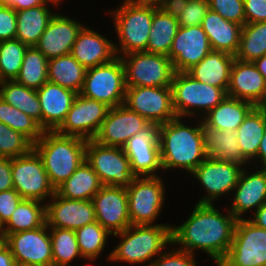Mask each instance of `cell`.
Returning <instances> with one entry per match:
<instances>
[{"mask_svg":"<svg viewBox=\"0 0 266 266\" xmlns=\"http://www.w3.org/2000/svg\"><path fill=\"white\" fill-rule=\"evenodd\" d=\"M236 221L230 211L223 215L213 203H196L187 221L181 226H172L171 245H183L180 249L193 255L194 249H202L218 266L231 247Z\"/></svg>","mask_w":266,"mask_h":266,"instance_id":"1","label":"cell"},{"mask_svg":"<svg viewBox=\"0 0 266 266\" xmlns=\"http://www.w3.org/2000/svg\"><path fill=\"white\" fill-rule=\"evenodd\" d=\"M181 117L157 126L161 166L164 170L182 168L192 173L205 159L202 121L188 127Z\"/></svg>","mask_w":266,"mask_h":266,"instance_id":"2","label":"cell"},{"mask_svg":"<svg viewBox=\"0 0 266 266\" xmlns=\"http://www.w3.org/2000/svg\"><path fill=\"white\" fill-rule=\"evenodd\" d=\"M87 140L44 131L33 149L42 159L52 187L56 190L85 160Z\"/></svg>","mask_w":266,"mask_h":266,"instance_id":"3","label":"cell"},{"mask_svg":"<svg viewBox=\"0 0 266 266\" xmlns=\"http://www.w3.org/2000/svg\"><path fill=\"white\" fill-rule=\"evenodd\" d=\"M120 236V243L110 252L108 260L140 264L152 261L160 255L167 244L172 243V225H130L124 231L113 234ZM151 259V260H150Z\"/></svg>","mask_w":266,"mask_h":266,"instance_id":"4","label":"cell"},{"mask_svg":"<svg viewBox=\"0 0 266 266\" xmlns=\"http://www.w3.org/2000/svg\"><path fill=\"white\" fill-rule=\"evenodd\" d=\"M154 12V6L140 0H125L119 8L111 12L120 43L119 47L114 44L117 57L120 52L123 55L147 52Z\"/></svg>","mask_w":266,"mask_h":266,"instance_id":"5","label":"cell"},{"mask_svg":"<svg viewBox=\"0 0 266 266\" xmlns=\"http://www.w3.org/2000/svg\"><path fill=\"white\" fill-rule=\"evenodd\" d=\"M171 91L174 112L181 118L194 116L195 108L207 114L227 96L222 88L199 82L187 72H175Z\"/></svg>","mask_w":266,"mask_h":266,"instance_id":"6","label":"cell"},{"mask_svg":"<svg viewBox=\"0 0 266 266\" xmlns=\"http://www.w3.org/2000/svg\"><path fill=\"white\" fill-rule=\"evenodd\" d=\"M124 56L118 57L124 66L127 87L171 86L175 70L168 56L145 51L131 52Z\"/></svg>","mask_w":266,"mask_h":266,"instance_id":"7","label":"cell"},{"mask_svg":"<svg viewBox=\"0 0 266 266\" xmlns=\"http://www.w3.org/2000/svg\"><path fill=\"white\" fill-rule=\"evenodd\" d=\"M124 66L120 57L111 62L88 68L79 94L113 108L124 103L126 93Z\"/></svg>","mask_w":266,"mask_h":266,"instance_id":"8","label":"cell"},{"mask_svg":"<svg viewBox=\"0 0 266 266\" xmlns=\"http://www.w3.org/2000/svg\"><path fill=\"white\" fill-rule=\"evenodd\" d=\"M85 160L102 185L127 188L136 177L123 148L105 146L94 139L87 140Z\"/></svg>","mask_w":266,"mask_h":266,"instance_id":"9","label":"cell"},{"mask_svg":"<svg viewBox=\"0 0 266 266\" xmlns=\"http://www.w3.org/2000/svg\"><path fill=\"white\" fill-rule=\"evenodd\" d=\"M218 266H266V229L237 220L231 247Z\"/></svg>","mask_w":266,"mask_h":266,"instance_id":"10","label":"cell"},{"mask_svg":"<svg viewBox=\"0 0 266 266\" xmlns=\"http://www.w3.org/2000/svg\"><path fill=\"white\" fill-rule=\"evenodd\" d=\"M159 176L135 177L126 188L131 225L153 224L163 208L165 189Z\"/></svg>","mask_w":266,"mask_h":266,"instance_id":"11","label":"cell"},{"mask_svg":"<svg viewBox=\"0 0 266 266\" xmlns=\"http://www.w3.org/2000/svg\"><path fill=\"white\" fill-rule=\"evenodd\" d=\"M14 189L23 199L44 203L46 197H52L55 189L49 182L42 159L32 149L28 154L11 158Z\"/></svg>","mask_w":266,"mask_h":266,"instance_id":"12","label":"cell"},{"mask_svg":"<svg viewBox=\"0 0 266 266\" xmlns=\"http://www.w3.org/2000/svg\"><path fill=\"white\" fill-rule=\"evenodd\" d=\"M123 104L156 127L177 117L171 86L127 87Z\"/></svg>","mask_w":266,"mask_h":266,"instance_id":"13","label":"cell"},{"mask_svg":"<svg viewBox=\"0 0 266 266\" xmlns=\"http://www.w3.org/2000/svg\"><path fill=\"white\" fill-rule=\"evenodd\" d=\"M46 223L36 229L6 235L16 265L53 266L52 242Z\"/></svg>","mask_w":266,"mask_h":266,"instance_id":"14","label":"cell"},{"mask_svg":"<svg viewBox=\"0 0 266 266\" xmlns=\"http://www.w3.org/2000/svg\"><path fill=\"white\" fill-rule=\"evenodd\" d=\"M109 107L97 100L77 94L67 116L56 130L60 135L92 140L98 134Z\"/></svg>","mask_w":266,"mask_h":266,"instance_id":"15","label":"cell"},{"mask_svg":"<svg viewBox=\"0 0 266 266\" xmlns=\"http://www.w3.org/2000/svg\"><path fill=\"white\" fill-rule=\"evenodd\" d=\"M153 125L124 104L109 108L94 138L99 144L123 148L136 134L147 132Z\"/></svg>","mask_w":266,"mask_h":266,"instance_id":"16","label":"cell"},{"mask_svg":"<svg viewBox=\"0 0 266 266\" xmlns=\"http://www.w3.org/2000/svg\"><path fill=\"white\" fill-rule=\"evenodd\" d=\"M241 164H234L216 160L206 159L191 173L201 185L207 190L208 196L202 197L198 204H212L217 197L232 192L237 185L242 170Z\"/></svg>","mask_w":266,"mask_h":266,"instance_id":"17","label":"cell"},{"mask_svg":"<svg viewBox=\"0 0 266 266\" xmlns=\"http://www.w3.org/2000/svg\"><path fill=\"white\" fill-rule=\"evenodd\" d=\"M91 201L96 221L112 235L124 231L131 225L125 187L103 185Z\"/></svg>","mask_w":266,"mask_h":266,"instance_id":"18","label":"cell"},{"mask_svg":"<svg viewBox=\"0 0 266 266\" xmlns=\"http://www.w3.org/2000/svg\"><path fill=\"white\" fill-rule=\"evenodd\" d=\"M211 50L208 37L201 25L179 26L168 57L175 72H187Z\"/></svg>","mask_w":266,"mask_h":266,"instance_id":"19","label":"cell"},{"mask_svg":"<svg viewBox=\"0 0 266 266\" xmlns=\"http://www.w3.org/2000/svg\"><path fill=\"white\" fill-rule=\"evenodd\" d=\"M52 202L45 203L46 225L50 228L77 230L96 221L91 200L67 199L56 192Z\"/></svg>","mask_w":266,"mask_h":266,"instance_id":"20","label":"cell"},{"mask_svg":"<svg viewBox=\"0 0 266 266\" xmlns=\"http://www.w3.org/2000/svg\"><path fill=\"white\" fill-rule=\"evenodd\" d=\"M136 177L158 176L155 172L162 169L157 127L136 134L123 147Z\"/></svg>","mask_w":266,"mask_h":266,"instance_id":"21","label":"cell"},{"mask_svg":"<svg viewBox=\"0 0 266 266\" xmlns=\"http://www.w3.org/2000/svg\"><path fill=\"white\" fill-rule=\"evenodd\" d=\"M82 27L66 15L54 14L35 47L48 60L70 54Z\"/></svg>","mask_w":266,"mask_h":266,"instance_id":"22","label":"cell"},{"mask_svg":"<svg viewBox=\"0 0 266 266\" xmlns=\"http://www.w3.org/2000/svg\"><path fill=\"white\" fill-rule=\"evenodd\" d=\"M266 94V81L253 62L234 59L227 96L258 106Z\"/></svg>","mask_w":266,"mask_h":266,"instance_id":"23","label":"cell"},{"mask_svg":"<svg viewBox=\"0 0 266 266\" xmlns=\"http://www.w3.org/2000/svg\"><path fill=\"white\" fill-rule=\"evenodd\" d=\"M36 91L42 111V129L56 131L64 122L77 93L49 81Z\"/></svg>","mask_w":266,"mask_h":266,"instance_id":"24","label":"cell"},{"mask_svg":"<svg viewBox=\"0 0 266 266\" xmlns=\"http://www.w3.org/2000/svg\"><path fill=\"white\" fill-rule=\"evenodd\" d=\"M70 54L86 69L109 63L117 57L112 41L84 25Z\"/></svg>","mask_w":266,"mask_h":266,"instance_id":"25","label":"cell"},{"mask_svg":"<svg viewBox=\"0 0 266 266\" xmlns=\"http://www.w3.org/2000/svg\"><path fill=\"white\" fill-rule=\"evenodd\" d=\"M248 171L242 170L239 181L235 186L231 208L233 216L239 220L241 215L251 208L256 210L266 203V168H261L255 173L247 174Z\"/></svg>","mask_w":266,"mask_h":266,"instance_id":"26","label":"cell"},{"mask_svg":"<svg viewBox=\"0 0 266 266\" xmlns=\"http://www.w3.org/2000/svg\"><path fill=\"white\" fill-rule=\"evenodd\" d=\"M214 51H223L236 55L240 45L242 25L225 20L210 9L206 12L201 24Z\"/></svg>","mask_w":266,"mask_h":266,"instance_id":"27","label":"cell"},{"mask_svg":"<svg viewBox=\"0 0 266 266\" xmlns=\"http://www.w3.org/2000/svg\"><path fill=\"white\" fill-rule=\"evenodd\" d=\"M234 59V55L223 51L211 50L198 64L189 69L187 73L195 80L222 88L227 93Z\"/></svg>","mask_w":266,"mask_h":266,"instance_id":"28","label":"cell"},{"mask_svg":"<svg viewBox=\"0 0 266 266\" xmlns=\"http://www.w3.org/2000/svg\"><path fill=\"white\" fill-rule=\"evenodd\" d=\"M202 132L206 157L241 165L248 162L241 153L236 131L216 130L202 125Z\"/></svg>","mask_w":266,"mask_h":266,"instance_id":"29","label":"cell"},{"mask_svg":"<svg viewBox=\"0 0 266 266\" xmlns=\"http://www.w3.org/2000/svg\"><path fill=\"white\" fill-rule=\"evenodd\" d=\"M254 107L251 102L226 96L215 108L205 114L206 117L201 119L202 125L216 130L236 131Z\"/></svg>","mask_w":266,"mask_h":266,"instance_id":"30","label":"cell"},{"mask_svg":"<svg viewBox=\"0 0 266 266\" xmlns=\"http://www.w3.org/2000/svg\"><path fill=\"white\" fill-rule=\"evenodd\" d=\"M178 28L179 23L172 8L155 7L147 52L168 56Z\"/></svg>","mask_w":266,"mask_h":266,"instance_id":"31","label":"cell"},{"mask_svg":"<svg viewBox=\"0 0 266 266\" xmlns=\"http://www.w3.org/2000/svg\"><path fill=\"white\" fill-rule=\"evenodd\" d=\"M47 4L16 11V39L28 47L35 46L54 14Z\"/></svg>","mask_w":266,"mask_h":266,"instance_id":"32","label":"cell"},{"mask_svg":"<svg viewBox=\"0 0 266 266\" xmlns=\"http://www.w3.org/2000/svg\"><path fill=\"white\" fill-rule=\"evenodd\" d=\"M102 186L98 175L84 160L55 192L67 199L91 200Z\"/></svg>","mask_w":266,"mask_h":266,"instance_id":"33","label":"cell"},{"mask_svg":"<svg viewBox=\"0 0 266 266\" xmlns=\"http://www.w3.org/2000/svg\"><path fill=\"white\" fill-rule=\"evenodd\" d=\"M48 81L79 94L82 90L86 68L71 54L48 60Z\"/></svg>","mask_w":266,"mask_h":266,"instance_id":"34","label":"cell"},{"mask_svg":"<svg viewBox=\"0 0 266 266\" xmlns=\"http://www.w3.org/2000/svg\"><path fill=\"white\" fill-rule=\"evenodd\" d=\"M266 130V115L255 106L237 128V139L243 157L250 162L257 158V152Z\"/></svg>","mask_w":266,"mask_h":266,"instance_id":"35","label":"cell"},{"mask_svg":"<svg viewBox=\"0 0 266 266\" xmlns=\"http://www.w3.org/2000/svg\"><path fill=\"white\" fill-rule=\"evenodd\" d=\"M0 97L13 107L36 120L42 128V111L37 91L16 80L0 82Z\"/></svg>","mask_w":266,"mask_h":266,"instance_id":"36","label":"cell"},{"mask_svg":"<svg viewBox=\"0 0 266 266\" xmlns=\"http://www.w3.org/2000/svg\"><path fill=\"white\" fill-rule=\"evenodd\" d=\"M41 204L37 200L23 199L1 230L9 235L42 227L46 223V217L45 205Z\"/></svg>","mask_w":266,"mask_h":266,"instance_id":"37","label":"cell"},{"mask_svg":"<svg viewBox=\"0 0 266 266\" xmlns=\"http://www.w3.org/2000/svg\"><path fill=\"white\" fill-rule=\"evenodd\" d=\"M47 69L48 59L35 46L28 47L15 80L27 88L38 90L48 81Z\"/></svg>","mask_w":266,"mask_h":266,"instance_id":"38","label":"cell"},{"mask_svg":"<svg viewBox=\"0 0 266 266\" xmlns=\"http://www.w3.org/2000/svg\"><path fill=\"white\" fill-rule=\"evenodd\" d=\"M266 54V21L245 23L242 27L240 45L235 58L254 62Z\"/></svg>","mask_w":266,"mask_h":266,"instance_id":"39","label":"cell"},{"mask_svg":"<svg viewBox=\"0 0 266 266\" xmlns=\"http://www.w3.org/2000/svg\"><path fill=\"white\" fill-rule=\"evenodd\" d=\"M0 122L26 136L33 144L43 135L44 130L32 117L13 107L0 97Z\"/></svg>","mask_w":266,"mask_h":266,"instance_id":"40","label":"cell"},{"mask_svg":"<svg viewBox=\"0 0 266 266\" xmlns=\"http://www.w3.org/2000/svg\"><path fill=\"white\" fill-rule=\"evenodd\" d=\"M77 244L83 259L95 260L105 248L108 235H112L99 222L75 230Z\"/></svg>","mask_w":266,"mask_h":266,"instance_id":"41","label":"cell"},{"mask_svg":"<svg viewBox=\"0 0 266 266\" xmlns=\"http://www.w3.org/2000/svg\"><path fill=\"white\" fill-rule=\"evenodd\" d=\"M53 266H70L76 256L82 257L74 230L50 228Z\"/></svg>","mask_w":266,"mask_h":266,"instance_id":"42","label":"cell"},{"mask_svg":"<svg viewBox=\"0 0 266 266\" xmlns=\"http://www.w3.org/2000/svg\"><path fill=\"white\" fill-rule=\"evenodd\" d=\"M27 48L16 38L0 41V82L18 77Z\"/></svg>","mask_w":266,"mask_h":266,"instance_id":"43","label":"cell"},{"mask_svg":"<svg viewBox=\"0 0 266 266\" xmlns=\"http://www.w3.org/2000/svg\"><path fill=\"white\" fill-rule=\"evenodd\" d=\"M32 149L33 143L26 136L0 122V157L15 158Z\"/></svg>","mask_w":266,"mask_h":266,"instance_id":"44","label":"cell"},{"mask_svg":"<svg viewBox=\"0 0 266 266\" xmlns=\"http://www.w3.org/2000/svg\"><path fill=\"white\" fill-rule=\"evenodd\" d=\"M172 9L176 14L179 26H198L202 24L209 5L208 0H181Z\"/></svg>","mask_w":266,"mask_h":266,"instance_id":"45","label":"cell"},{"mask_svg":"<svg viewBox=\"0 0 266 266\" xmlns=\"http://www.w3.org/2000/svg\"><path fill=\"white\" fill-rule=\"evenodd\" d=\"M209 9L225 20L240 25L246 23L243 0H208Z\"/></svg>","mask_w":266,"mask_h":266,"instance_id":"46","label":"cell"},{"mask_svg":"<svg viewBox=\"0 0 266 266\" xmlns=\"http://www.w3.org/2000/svg\"><path fill=\"white\" fill-rule=\"evenodd\" d=\"M164 253V254H163ZM194 255L181 249L162 252L147 266H196Z\"/></svg>","mask_w":266,"mask_h":266,"instance_id":"47","label":"cell"},{"mask_svg":"<svg viewBox=\"0 0 266 266\" xmlns=\"http://www.w3.org/2000/svg\"><path fill=\"white\" fill-rule=\"evenodd\" d=\"M16 11L9 6H0V41L16 38Z\"/></svg>","mask_w":266,"mask_h":266,"instance_id":"48","label":"cell"},{"mask_svg":"<svg viewBox=\"0 0 266 266\" xmlns=\"http://www.w3.org/2000/svg\"><path fill=\"white\" fill-rule=\"evenodd\" d=\"M23 200L19 193L13 188L0 192V226L4 225L11 218L18 204Z\"/></svg>","mask_w":266,"mask_h":266,"instance_id":"49","label":"cell"},{"mask_svg":"<svg viewBox=\"0 0 266 266\" xmlns=\"http://www.w3.org/2000/svg\"><path fill=\"white\" fill-rule=\"evenodd\" d=\"M246 23L266 21V0H243Z\"/></svg>","mask_w":266,"mask_h":266,"instance_id":"50","label":"cell"},{"mask_svg":"<svg viewBox=\"0 0 266 266\" xmlns=\"http://www.w3.org/2000/svg\"><path fill=\"white\" fill-rule=\"evenodd\" d=\"M13 188L11 158L0 157V192Z\"/></svg>","mask_w":266,"mask_h":266,"instance_id":"51","label":"cell"},{"mask_svg":"<svg viewBox=\"0 0 266 266\" xmlns=\"http://www.w3.org/2000/svg\"><path fill=\"white\" fill-rule=\"evenodd\" d=\"M61 0H4V6H9L15 11L29 9L47 3L58 5Z\"/></svg>","mask_w":266,"mask_h":266,"instance_id":"52","label":"cell"},{"mask_svg":"<svg viewBox=\"0 0 266 266\" xmlns=\"http://www.w3.org/2000/svg\"><path fill=\"white\" fill-rule=\"evenodd\" d=\"M249 221L259 228L266 229V203L254 211V217Z\"/></svg>","mask_w":266,"mask_h":266,"instance_id":"53","label":"cell"},{"mask_svg":"<svg viewBox=\"0 0 266 266\" xmlns=\"http://www.w3.org/2000/svg\"><path fill=\"white\" fill-rule=\"evenodd\" d=\"M0 266H17L15 259L7 246L0 251Z\"/></svg>","mask_w":266,"mask_h":266,"instance_id":"54","label":"cell"},{"mask_svg":"<svg viewBox=\"0 0 266 266\" xmlns=\"http://www.w3.org/2000/svg\"><path fill=\"white\" fill-rule=\"evenodd\" d=\"M144 3L151 4L154 7H166L172 8L175 4L181 0H140Z\"/></svg>","mask_w":266,"mask_h":266,"instance_id":"55","label":"cell"},{"mask_svg":"<svg viewBox=\"0 0 266 266\" xmlns=\"http://www.w3.org/2000/svg\"><path fill=\"white\" fill-rule=\"evenodd\" d=\"M257 157L262 161L263 167L266 168V130L260 142Z\"/></svg>","mask_w":266,"mask_h":266,"instance_id":"56","label":"cell"},{"mask_svg":"<svg viewBox=\"0 0 266 266\" xmlns=\"http://www.w3.org/2000/svg\"><path fill=\"white\" fill-rule=\"evenodd\" d=\"M266 81V54L253 62Z\"/></svg>","mask_w":266,"mask_h":266,"instance_id":"57","label":"cell"},{"mask_svg":"<svg viewBox=\"0 0 266 266\" xmlns=\"http://www.w3.org/2000/svg\"><path fill=\"white\" fill-rule=\"evenodd\" d=\"M6 246V234L2 230H0V251Z\"/></svg>","mask_w":266,"mask_h":266,"instance_id":"58","label":"cell"},{"mask_svg":"<svg viewBox=\"0 0 266 266\" xmlns=\"http://www.w3.org/2000/svg\"><path fill=\"white\" fill-rule=\"evenodd\" d=\"M257 107L266 115V94L263 101Z\"/></svg>","mask_w":266,"mask_h":266,"instance_id":"59","label":"cell"},{"mask_svg":"<svg viewBox=\"0 0 266 266\" xmlns=\"http://www.w3.org/2000/svg\"><path fill=\"white\" fill-rule=\"evenodd\" d=\"M4 5V0H0V6Z\"/></svg>","mask_w":266,"mask_h":266,"instance_id":"60","label":"cell"}]
</instances>
